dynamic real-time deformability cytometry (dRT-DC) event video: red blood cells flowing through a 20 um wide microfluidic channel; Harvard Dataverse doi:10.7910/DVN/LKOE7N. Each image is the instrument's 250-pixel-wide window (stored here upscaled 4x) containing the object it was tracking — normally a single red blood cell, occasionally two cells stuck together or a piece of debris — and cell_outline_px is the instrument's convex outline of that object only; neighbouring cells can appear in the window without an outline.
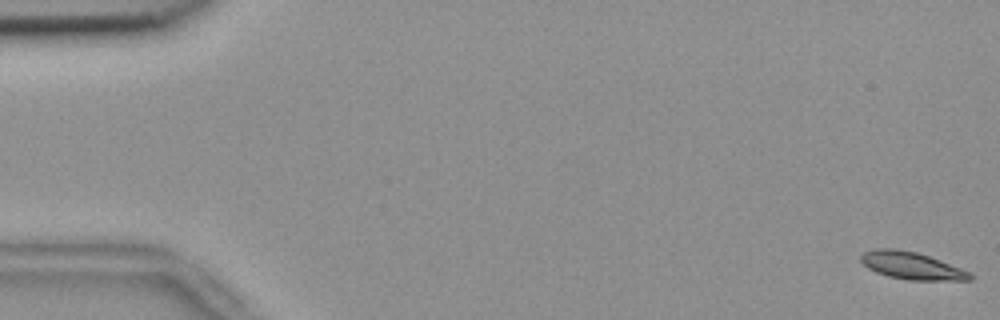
{"species": "common noctule bat (a hibernating species)", "species_latin": "Nyctalus noctula", "temperature_condition": "room temperature", "stored_images_in_passage": 15, "camera_frame_rate_fps": 3000, "um_per_image_px": 0.085, "animal": {"sex": "female", "body_mass_g": 18.4}, "frame": {"image": 1, "passage_image": 1, "time_ms": 0.0, "image_size_px": [1000, 320], "cell_outline_px": [[972, 280], [908, 280], [888, 276], [876, 272], [868, 268], [860, 260], [860, 256], [864, 252], [876, 248], [896, 248], [916, 252], [928, 256], [960, 268], [968, 272], [972, 276]], "centroid_in_image_um": [77.44, 22.58], "position_along_channel_um": 7.6, "area_um2": 17.17}}